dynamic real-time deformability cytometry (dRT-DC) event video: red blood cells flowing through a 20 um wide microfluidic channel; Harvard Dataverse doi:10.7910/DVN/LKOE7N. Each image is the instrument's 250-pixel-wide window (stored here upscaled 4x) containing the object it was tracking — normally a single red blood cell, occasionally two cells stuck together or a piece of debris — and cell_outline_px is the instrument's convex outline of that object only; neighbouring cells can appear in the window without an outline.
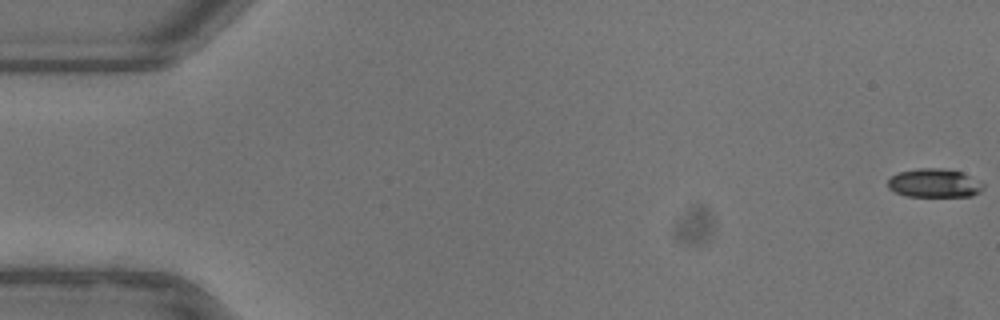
{"species": "common noctule bat (a hibernating species)", "species_latin": "Nyctalus noctula", "temperature_condition": "warm", "stored_images_in_passage": 54, "camera_frame_rate_fps": 3000, "um_per_image_px": 0.085, "animal": {"sex": "female"}, "frame": {"image": 1, "passage_image": 1, "time_ms": 0.0, "image_size_px": [1000, 320], "cell_outline_px": [[984, 188], [980, 192], [972, 196], [908, 196], [896, 192], [888, 188], [888, 180], [892, 176], [900, 172], [920, 168], [940, 168], [960, 172], [984, 184]], "centroid_in_image_um": [79.41, 15.57], "position_along_channel_um": 5.6, "area_um2": 15.66}}
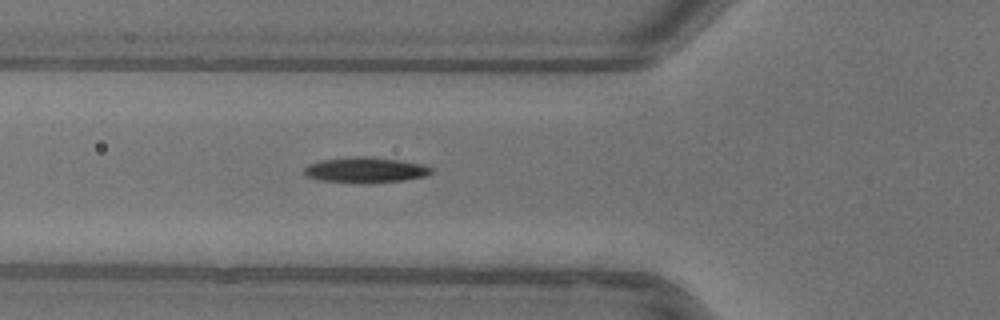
{"frame": {"image": 2, "passage_image": 20, "time_ms": 6.333, "image_size_px": [1000, 320], "cell_outline_px": [[432, 172], [428, 176], [404, 180], [368, 184], [360, 184], [320, 180], [304, 176], [304, 168], [308, 164], [320, 160], [352, 156], [372, 156], [400, 160], [424, 164], [432, 168]], "centroid_in_image_um": [31.06, 14.45], "position_along_channel_um": 94.7, "area_um2": 19.48}}
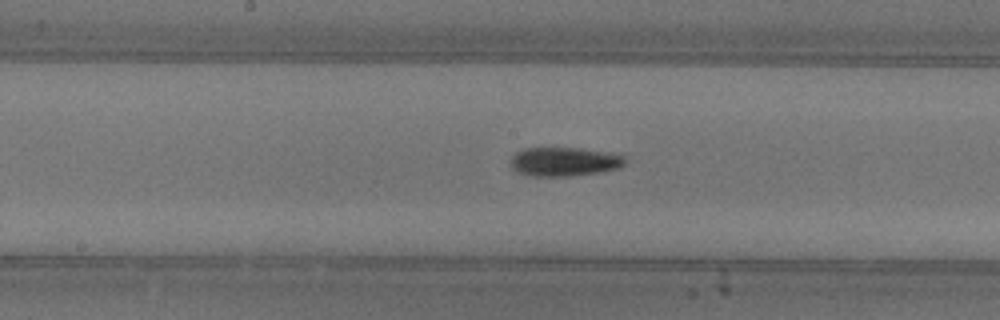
{"frame": {"image": 3, "passage_image": 28, "time_ms": 9.0, "image_size_px": [1000, 320], "cell_outline_px": [[628, 160], [620, 168], [600, 172], [568, 176], [532, 176], [516, 172], [512, 168], [512, 156], [516, 152], [524, 148], [580, 148], [608, 152], [628, 156]], "centroid_in_image_um": [48.01, 13.74], "position_along_channel_um": 200.2, "area_um2": 19.48}, "authors_computed_cell_mechanics": {"area_um2": 17.8313, "velocity_mm_per_s": 3.9358, "shape_relaxation_time_tau1_ms": 3.1414, "shape_relaxation_time_tau2_ms": 6.4772, "deformation_change_tau1": 0.1276, "deformation_change_tau2": 0.1515}}